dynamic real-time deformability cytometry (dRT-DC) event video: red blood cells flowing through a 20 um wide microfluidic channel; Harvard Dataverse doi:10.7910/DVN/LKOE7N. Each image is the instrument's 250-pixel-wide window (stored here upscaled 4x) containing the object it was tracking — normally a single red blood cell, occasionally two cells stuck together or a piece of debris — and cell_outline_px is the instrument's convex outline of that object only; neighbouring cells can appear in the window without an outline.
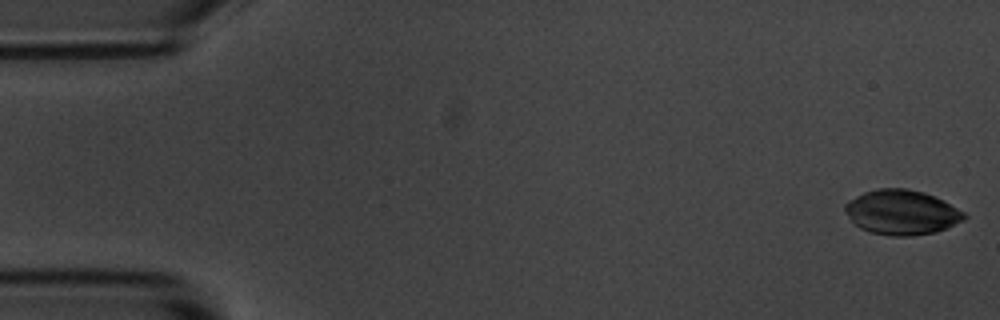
{"species": "common noctule bat (a hibernating species)", "species_latin": "Nyctalus noctula", "temperature_condition": "room temperature", "stored_images_in_passage": 5, "camera_frame_rate_fps": 3000, "um_per_image_px": 0.085, "animal": {"sex": "male", "body_mass_g": 20.1, "forearm_length_mm": 53.5}, "frame": {"image": 1, "passage_image": 1, "time_ms": 0.0, "image_size_px": [1000, 320], "cell_outline_px": [[968, 216], [964, 220], [936, 232], [912, 236], [892, 236], [868, 232], [860, 228], [848, 216], [844, 208], [844, 204], [848, 200], [864, 192], [880, 188], [908, 188], [924, 192], [944, 200], [964, 212]], "centroid_in_image_um": [76.65, 18.04], "position_along_channel_um": 8.4, "area_um2": 31.21}}
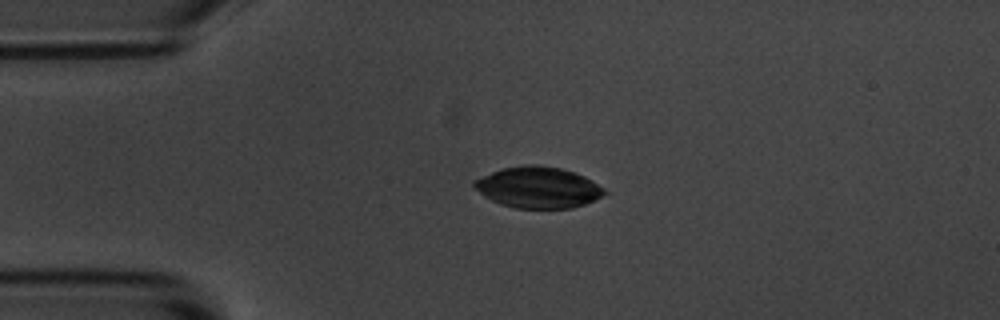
{"frame": {"image": 2, "passage_image": 4, "time_ms": 3.667, "image_size_px": [1000, 320], "cell_outline_px": [[608, 192], [584, 204], [572, 208], [516, 208], [500, 204], [484, 196], [472, 184], [472, 180], [492, 172], [504, 168], [524, 164], [536, 164], [560, 168], [576, 172], [592, 180], [604, 188]], "centroid_in_image_um": [45.73, 15.92], "position_along_channel_um": 39.3, "area_um2": 31.15}}